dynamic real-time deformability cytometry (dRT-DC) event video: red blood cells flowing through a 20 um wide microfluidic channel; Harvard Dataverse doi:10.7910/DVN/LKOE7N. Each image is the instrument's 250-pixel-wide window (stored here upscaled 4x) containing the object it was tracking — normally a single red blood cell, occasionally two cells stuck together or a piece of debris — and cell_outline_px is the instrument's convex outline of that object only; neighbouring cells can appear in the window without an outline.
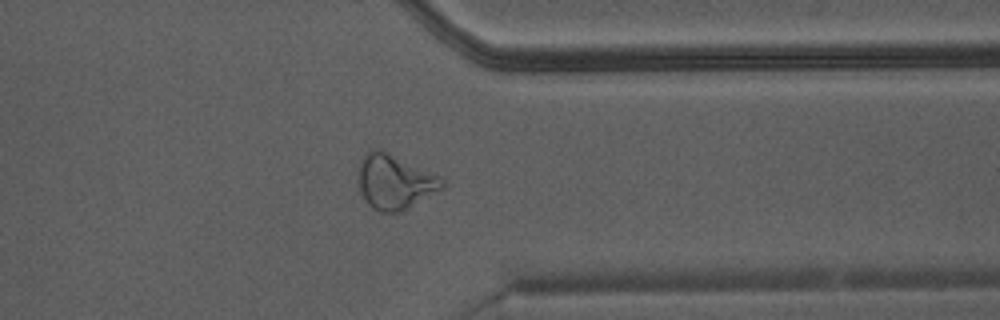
{"species": "Egyptian fruit bat (a non-hibernating species)", "species_latin": "Rousettus aegyptiacus", "temperature_condition": "warm", "stored_images_in_passage": 34, "camera_frame_rate_fps": 3000, "um_per_image_px": 0.085, "animal": {"sex": "male"}, "frame": {"image": 1, "passage_image": 25, "time_ms": 8.0, "image_size_px": [1000, 320], "cell_outline_px": [[444, 188], [408, 208], [400, 212], [380, 212], [372, 208], [368, 204], [360, 192], [356, 172], [360, 160], [368, 148], [376, 148], [436, 172], [444, 176]], "centroid_in_image_um": [33.55, 15.43], "position_along_channel_um": 377.9, "area_um2": 27.4}}